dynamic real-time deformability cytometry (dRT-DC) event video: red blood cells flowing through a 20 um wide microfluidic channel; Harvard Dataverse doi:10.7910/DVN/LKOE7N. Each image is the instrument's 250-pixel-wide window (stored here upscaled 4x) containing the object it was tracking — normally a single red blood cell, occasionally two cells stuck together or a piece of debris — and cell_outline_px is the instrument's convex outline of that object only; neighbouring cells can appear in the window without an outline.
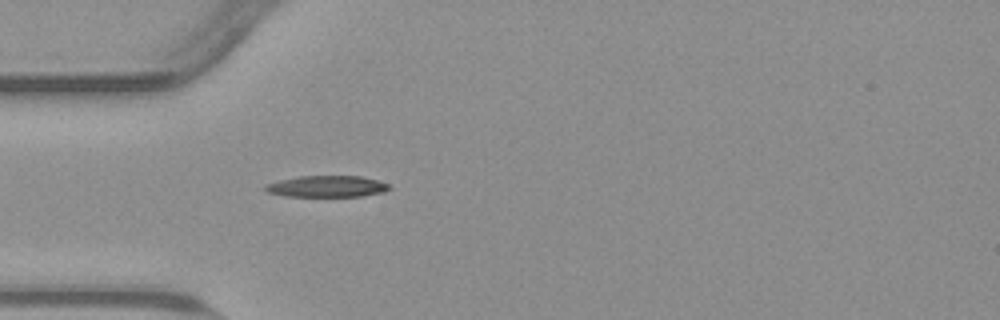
{"species": "common noctule bat (a hibernating species)", "species_latin": "Nyctalus noctula", "temperature_condition": "warm", "stored_images_in_passage": 39, "camera_frame_rate_fps": 3000, "um_per_image_px": 0.085, "animal": {"sex": "male", "body_mass_g": 23.1, "forearm_length_mm": 52.7}, "frame": {"image": 1, "passage_image": 1, "time_ms": 0.0, "image_size_px": [1000, 320], "cell_outline_px": [[392, 188], [384, 192], [360, 196], [288, 196], [268, 192], [264, 188], [264, 184], [280, 180], [300, 176], [360, 176], [376, 180], [388, 184]], "centroid_in_image_um": [27.79, 15.84], "position_along_channel_um": 57.2, "area_um2": 15.32}}
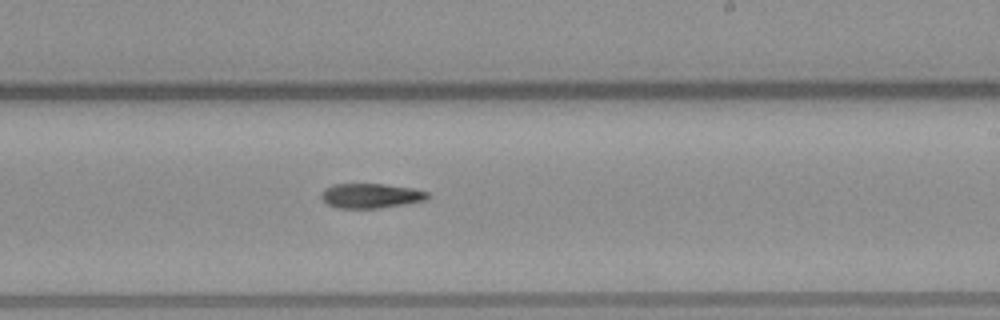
{"frame": {"image": 2, "passage_image": 17, "time_ms": 5.333, "image_size_px": [1000, 320], "cell_outline_px": [[428, 196], [424, 200], [404, 204], [380, 208], [336, 208], [328, 204], [320, 196], [324, 188], [332, 184], [384, 184], [412, 188], [428, 192]], "centroid_in_image_um": [31.47, 16.63], "position_along_channel_um": 257.5, "area_um2": 15.2}}
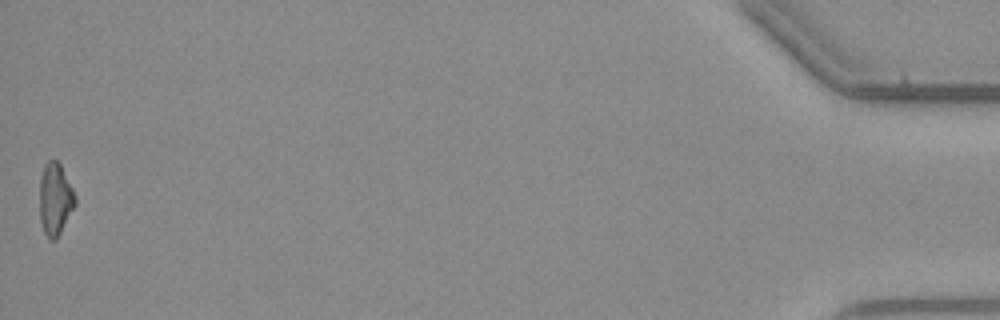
{"frame": {"image": 3, "passage_image": 39, "time_ms": 12.667, "image_size_px": [1000, 320], "cell_outline_px": [[76, 204], [56, 240], [48, 240], [44, 232], [40, 220], [40, 180], [44, 164], [48, 160], [56, 160], [60, 164], [76, 196]], "centroid_in_image_um": [4.68, 16.94], "position_along_channel_um": 430.5, "area_um2": 14.91}}